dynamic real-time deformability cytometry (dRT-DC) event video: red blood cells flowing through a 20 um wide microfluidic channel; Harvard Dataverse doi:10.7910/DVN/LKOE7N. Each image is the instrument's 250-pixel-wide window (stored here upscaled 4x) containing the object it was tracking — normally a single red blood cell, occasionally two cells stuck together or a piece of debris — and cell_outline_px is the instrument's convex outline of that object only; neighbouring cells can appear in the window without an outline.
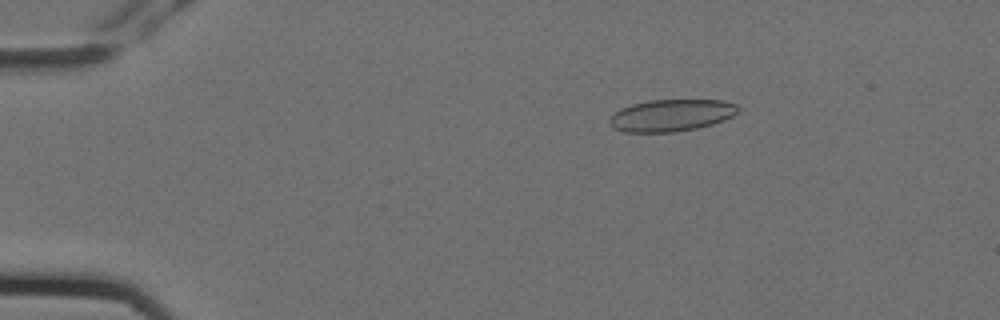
{"species": "Egyptian fruit bat (a non-hibernating species)", "species_latin": "Rousettus aegyptiacus", "temperature_condition": "cold", "stored_images_in_passage": 5, "camera_frame_rate_fps": 3000, "um_per_image_px": 0.085, "animal": {"sex": "female"}, "frame": {"image": 1, "passage_image": 2, "time_ms": 0.333, "image_size_px": [1000, 320], "cell_outline_px": [[740, 112], [724, 120], [712, 124], [696, 128], [672, 132], [624, 132], [612, 128], [608, 124], [608, 116], [620, 108], [632, 104], [648, 100], [724, 100], [736, 104], [740, 108]], "centroid_in_image_um": [57.02, 9.8], "position_along_channel_um": 28.0, "area_um2": 24.28}}
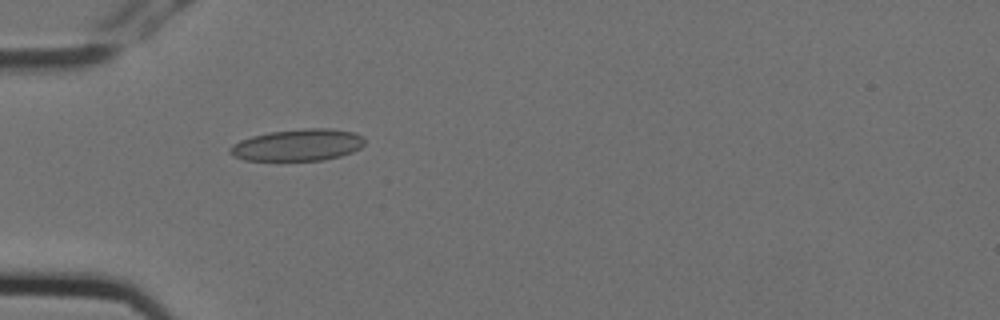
{"frame": {"image": 2, "passage_image": 4, "time_ms": 1.0, "image_size_px": [1000, 320], "cell_outline_px": [[364, 144], [360, 148], [352, 152], [340, 156], [324, 160], [244, 160], [232, 156], [228, 152], [228, 148], [232, 144], [240, 140], [252, 136], [268, 132], [304, 128], [332, 128], [352, 132], [364, 136]], "centroid_in_image_um": [25.29, 12.32], "position_along_channel_um": 59.7, "area_um2": 25.14}}
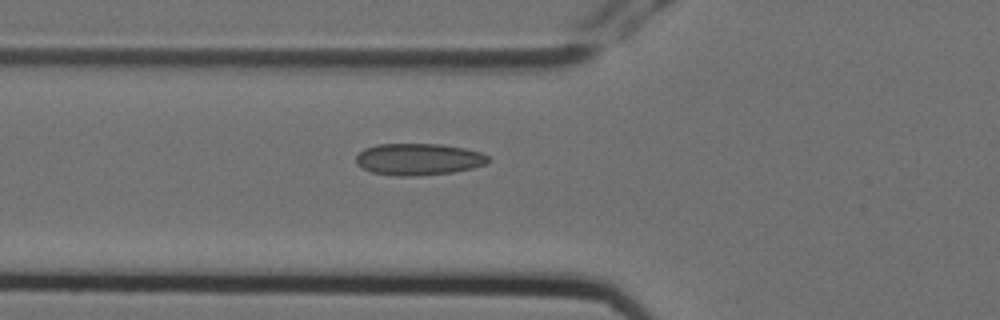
{"frame": {"image": 3, "passage_image": 5, "time_ms": 1.333, "image_size_px": [1000, 320], "cell_outline_px": [[488, 160], [484, 164], [472, 168], [452, 172], [412, 176], [396, 176], [372, 172], [356, 164], [356, 156], [364, 148], [376, 144], [440, 144], [464, 148], [480, 152], [488, 156]], "centroid_in_image_um": [35.54, 13.53], "position_along_channel_um": 90.3, "area_um2": 24.28}}